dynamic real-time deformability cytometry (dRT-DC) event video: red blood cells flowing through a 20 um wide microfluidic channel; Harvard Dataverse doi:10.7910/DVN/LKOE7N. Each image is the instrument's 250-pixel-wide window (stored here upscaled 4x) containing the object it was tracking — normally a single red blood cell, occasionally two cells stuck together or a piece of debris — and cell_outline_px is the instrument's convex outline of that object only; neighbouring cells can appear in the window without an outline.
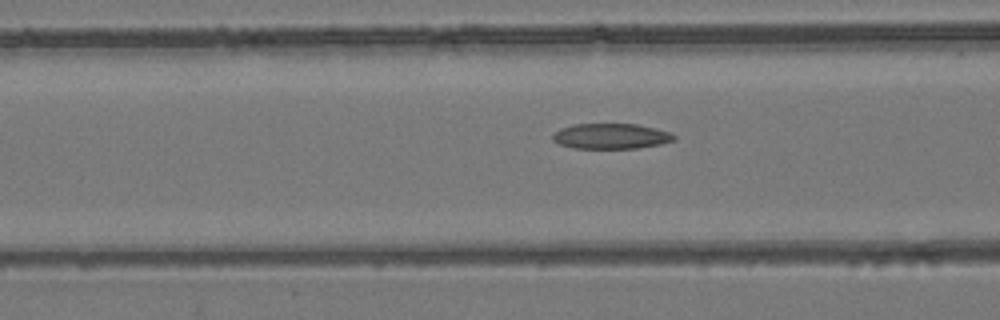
{"species": "common noctule bat (a hibernating species)", "species_latin": "Nyctalus noctula", "temperature_condition": "room temperature", "stored_images_in_passage": 34, "camera_frame_rate_fps": 3000, "um_per_image_px": 0.085, "animal": {"sex": "female", "body_mass_g": 24.6, "forearm_length_mm": 56.2}, "frame": {"image": 1, "passage_image": 11, "time_ms": 3.333, "image_size_px": [1000, 320], "cell_outline_px": [[676, 140], [660, 144], [636, 148], [572, 148], [560, 144], [552, 140], [552, 136], [560, 128], [572, 124], [636, 124], [656, 128], [672, 132], [676, 136]], "centroid_in_image_um": [51.96, 11.57], "position_along_channel_um": 114.6, "area_um2": 18.03}}
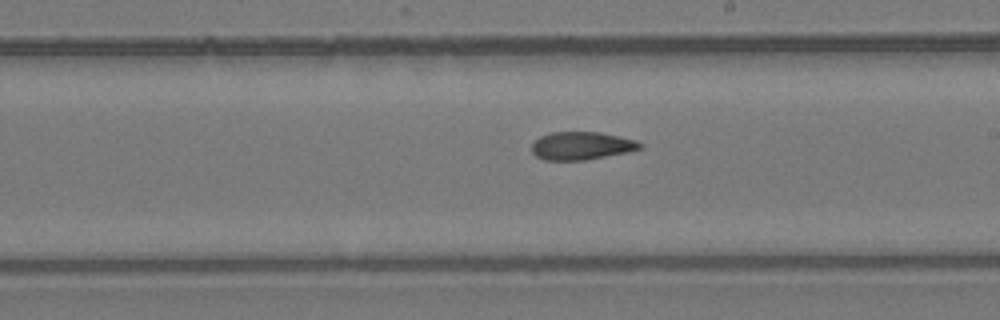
{"frame": {"image": 2, "passage_image": 21, "time_ms": 6.667, "image_size_px": [1000, 320], "cell_outline_px": [[644, 144], [640, 148], [628, 152], [584, 160], [544, 160], [536, 156], [532, 152], [532, 144], [540, 136], [552, 132], [600, 132], [620, 136], [636, 140]], "centroid_in_image_um": [49.43, 12.38], "position_along_channel_um": 239.6, "area_um2": 17.63}}
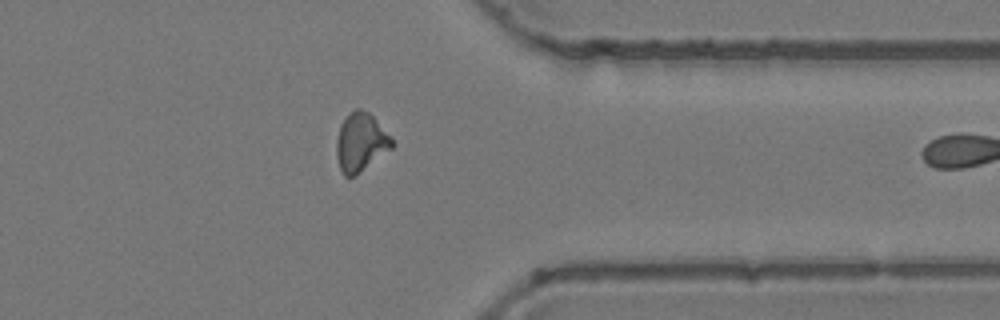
{"frame": {"image": 3, "passage_image": 33, "time_ms": 10.667, "image_size_px": [1000, 320], "cell_outline_px": [[392, 148], [352, 176], [344, 176], [340, 168], [336, 156], [336, 140], [340, 124], [356, 108], [360, 108], [368, 112], [392, 136]], "centroid_in_image_um": [30.65, 12.07], "position_along_channel_um": 380.8, "area_um2": 18.44}}